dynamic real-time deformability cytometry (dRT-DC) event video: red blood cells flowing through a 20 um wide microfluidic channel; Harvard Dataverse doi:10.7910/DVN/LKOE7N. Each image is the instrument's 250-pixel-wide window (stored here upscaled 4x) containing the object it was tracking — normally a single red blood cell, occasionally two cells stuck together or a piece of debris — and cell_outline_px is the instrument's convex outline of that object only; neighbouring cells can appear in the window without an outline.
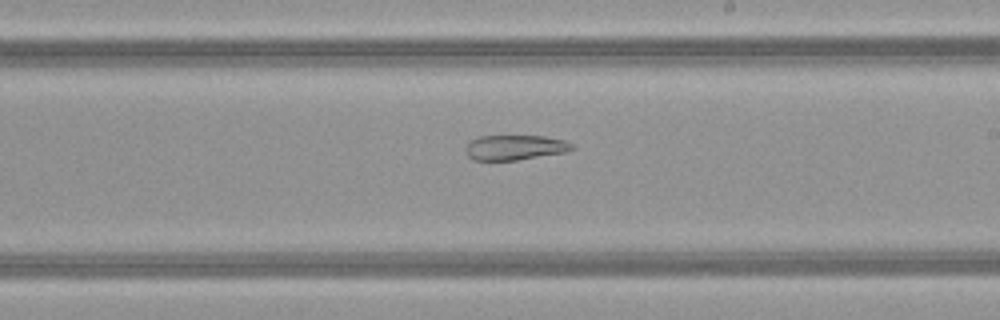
{"species": "common noctule bat (a hibernating species)", "species_latin": "Nyctalus noctula", "temperature_condition": "warm", "stored_images_in_passage": 48, "segment_of_instrument_passage": [2, 2], "camera_frame_rate_fps": 3000, "um_per_image_px": 0.085, "animal": {"sex": "female", "body_mass_g": 21.9}, "frame": {"image": 1, "passage_image": 27, "time_ms": 8.667, "image_size_px": [1000, 320], "cell_outline_px": [[576, 148], [568, 152], [516, 160], [472, 160], [468, 156], [464, 148], [472, 140], [480, 136], [544, 136], [564, 140], [572, 144]], "centroid_in_image_um": [43.79, 12.54], "position_along_channel_um": 245.2, "area_um2": 15.55}}
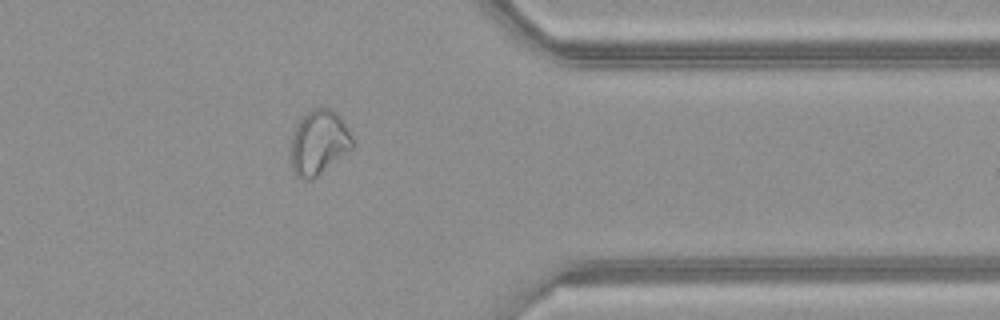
{"frame": {"image": 2, "passage_image": 38, "time_ms": 12.333, "image_size_px": [1000, 320], "cell_outline_px": [[356, 144], [352, 148], [312, 180], [304, 180], [296, 176], [292, 172], [292, 132], [300, 120], [312, 108], [332, 108], [344, 120], [356, 140]], "centroid_in_image_um": [27.14, 12.1], "position_along_channel_um": 384.3, "area_um2": 23.41}}
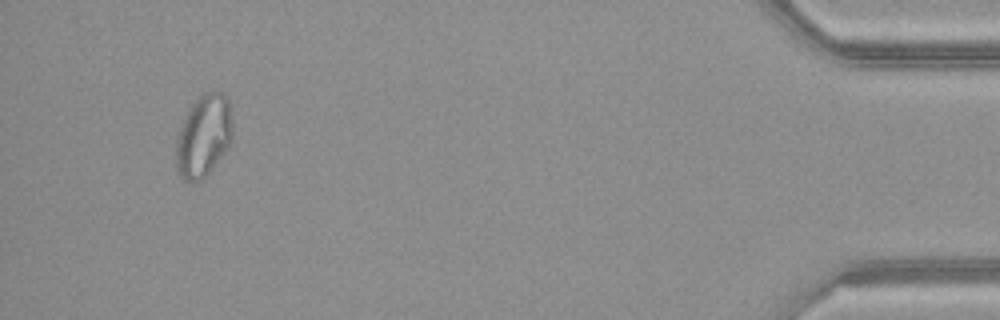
{"frame": {"image": 3, "passage_image": 45, "time_ms": 14.667, "image_size_px": [1000, 320], "cell_outline_px": [[232, 140], [228, 148], [208, 172], [196, 184], [188, 184], [180, 176], [176, 168], [176, 140], [180, 128], [188, 108], [204, 92], [212, 88], [224, 92], [228, 100], [232, 116]], "centroid_in_image_um": [17.31, 11.53], "position_along_channel_um": 417.9, "area_um2": 27.57}}